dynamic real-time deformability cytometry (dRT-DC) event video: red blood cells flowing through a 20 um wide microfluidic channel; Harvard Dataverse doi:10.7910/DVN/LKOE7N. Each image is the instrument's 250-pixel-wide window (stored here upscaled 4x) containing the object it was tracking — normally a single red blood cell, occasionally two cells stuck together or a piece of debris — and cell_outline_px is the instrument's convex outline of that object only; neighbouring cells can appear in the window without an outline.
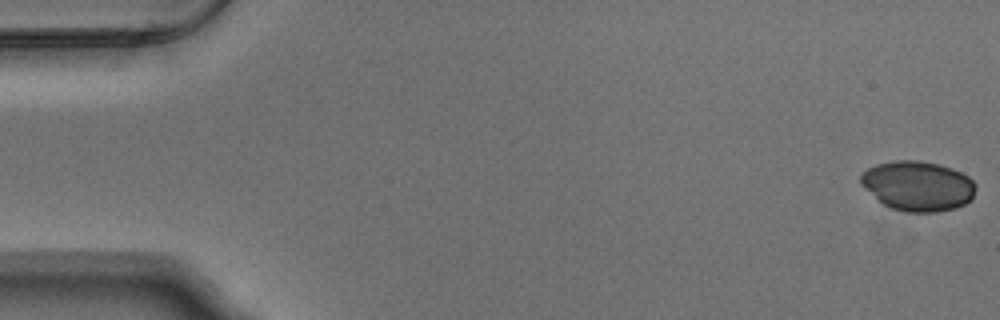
{"species": "Egyptian fruit bat (a non-hibernating species)", "species_latin": "Rousettus aegyptiacus", "temperature_condition": "warm", "stored_images_in_passage": 6, "camera_frame_rate_fps": 3000, "um_per_image_px": 0.085, "animal": {"sex": "male"}, "frame": {"image": 1, "passage_image": 1, "time_ms": 0.0, "image_size_px": [1000, 320], "cell_outline_px": [[976, 188], [972, 200], [956, 208], [936, 212], [908, 212], [892, 208], [884, 204], [860, 184], [860, 176], [868, 168], [876, 164], [896, 160], [916, 160], [940, 164], [952, 168], [968, 176], [976, 184]], "centroid_in_image_um": [78.04, 15.8], "position_along_channel_um": 7.0, "area_um2": 33.41}}
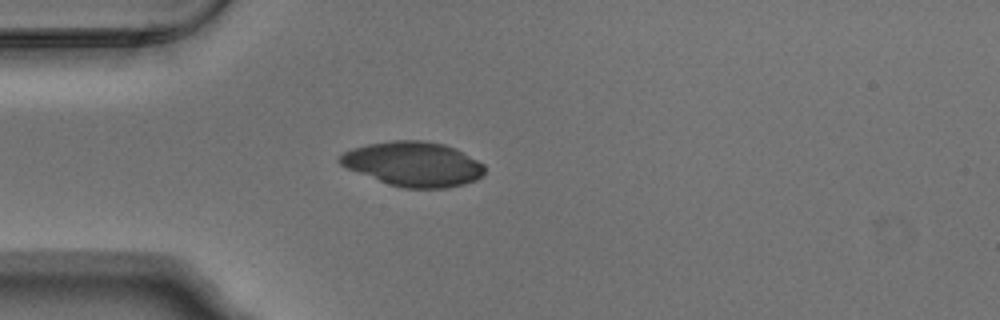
{"frame": {"image": 2, "passage_image": 5, "time_ms": 1.333, "image_size_px": [1000, 320], "cell_outline_px": [[484, 172], [476, 180], [464, 184], [448, 188], [404, 188], [388, 184], [348, 168], [340, 164], [336, 160], [344, 152], [352, 148], [368, 144], [392, 140], [424, 140], [444, 144], [456, 148], [484, 164]], "centroid_in_image_um": [35.14, 13.93], "position_along_channel_um": 49.9, "area_um2": 37.57}}